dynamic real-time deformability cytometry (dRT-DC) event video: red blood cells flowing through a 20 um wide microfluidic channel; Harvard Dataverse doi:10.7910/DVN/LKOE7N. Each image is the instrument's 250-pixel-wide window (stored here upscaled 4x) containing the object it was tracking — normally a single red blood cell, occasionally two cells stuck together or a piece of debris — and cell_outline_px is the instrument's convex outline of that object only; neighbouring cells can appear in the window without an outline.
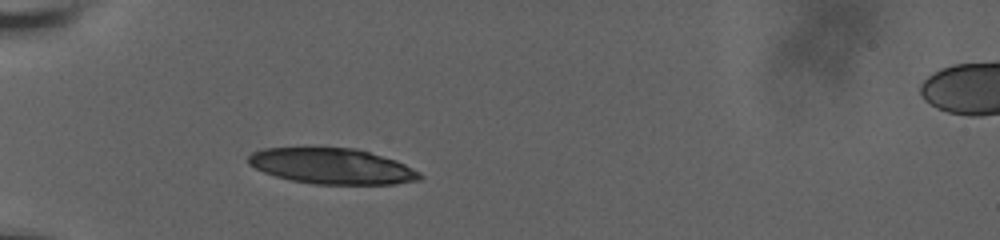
{"species": "human", "species_latin": "Homo sapiens", "temperature_condition": "room temperature", "stored_images_in_passage": 34, "camera_frame_rate_fps": 3000, "um_per_image_px": 0.085, "donor": {"sex": "male"}, "frame": {"image": 1, "passage_image": 1, "time_ms": 0.0, "image_size_px": [1000, 240], "cell_outline_px": [[424, 176], [420, 180], [396, 184], [316, 184], [292, 180], [276, 176], [264, 172], [248, 164], [248, 156], [252, 152], [264, 148], [356, 148], [396, 160], [420, 172]], "centroid_in_image_um": [28.25, 14.13], "position_along_channel_um": 56.8, "area_um2": 35.55}}
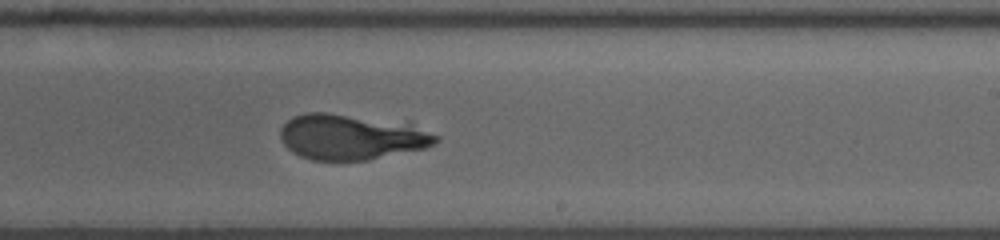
{"frame": {"image": 2, "passage_image": 19, "time_ms": 6.0, "image_size_px": [1000, 240], "cell_outline_px": [[440, 140], [424, 148], [368, 160], [312, 160], [300, 156], [292, 152], [284, 144], [280, 136], [280, 128], [292, 116], [304, 112], [324, 112], [408, 124], [440, 136]], "centroid_in_image_um": [29.79, 11.65], "position_along_channel_um": 259.2, "area_um2": 40.58}}
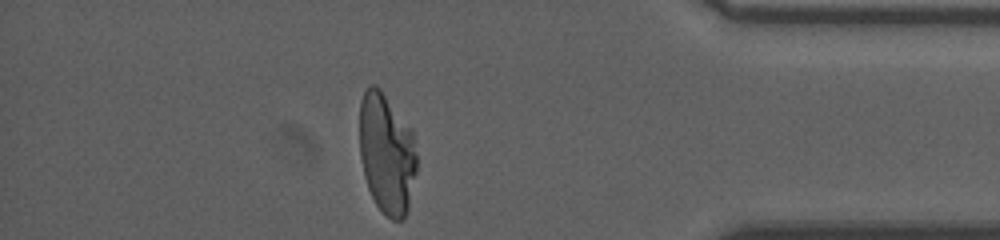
{"frame": {"image": 3, "passage_image": 33, "time_ms": 10.667, "image_size_px": [1000, 240], "cell_outline_px": [[416, 172], [408, 208], [404, 220], [392, 220], [384, 216], [376, 204], [368, 188], [364, 176], [360, 156], [360, 100], [364, 92], [372, 84], [380, 88], [412, 128], [416, 152]], "centroid_in_image_um": [32.88, 13.06], "position_along_channel_um": 402.3, "area_um2": 40.52}}